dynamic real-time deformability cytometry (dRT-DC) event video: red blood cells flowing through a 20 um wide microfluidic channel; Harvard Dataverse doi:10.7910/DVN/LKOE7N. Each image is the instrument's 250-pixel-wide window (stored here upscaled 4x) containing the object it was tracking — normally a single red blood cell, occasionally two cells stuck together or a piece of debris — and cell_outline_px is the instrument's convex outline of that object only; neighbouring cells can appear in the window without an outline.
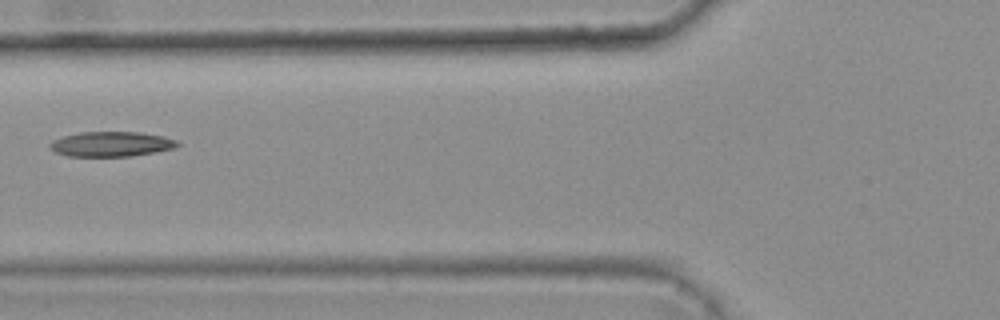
{"species": "common noctule bat (a hibernating species)", "species_latin": "Nyctalus noctula", "temperature_condition": "warm", "stored_images_in_passage": 4, "camera_frame_rate_fps": 3000, "um_per_image_px": 0.085, "animal": {"sex": "female", "body_mass_g": 25.1}, "frame": {"image": 1, "passage_image": 3, "time_ms": 0.667, "image_size_px": [1000, 320], "cell_outline_px": [[180, 144], [176, 148], [132, 156], [68, 156], [56, 152], [48, 144], [52, 140], [64, 136], [80, 132], [140, 132], [164, 136], [176, 140]], "centroid_in_image_um": [9.48, 12.24], "position_along_channel_um": 116.3, "area_um2": 18.5}}
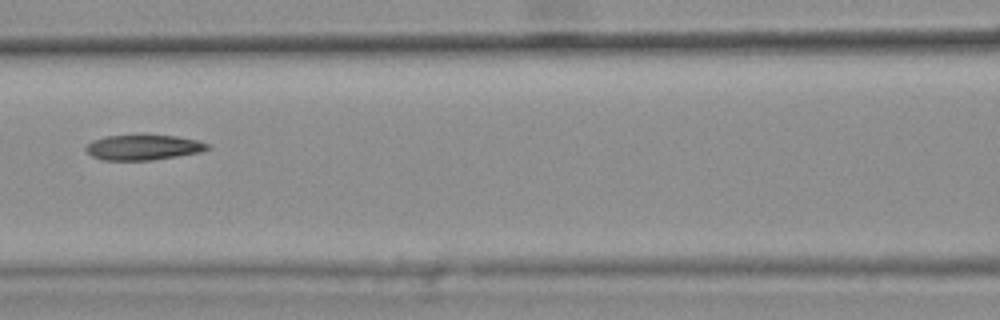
{"frame": {"image": 2, "passage_image": 4, "time_ms": 1.0, "image_size_px": [1000, 320], "cell_outline_px": [[208, 148], [200, 152], [152, 160], [104, 160], [92, 156], [84, 148], [92, 140], [104, 136], [176, 136], [196, 140], [208, 144]], "centroid_in_image_um": [12.13, 12.53], "position_along_channel_um": 154.5, "area_um2": 17.46}}